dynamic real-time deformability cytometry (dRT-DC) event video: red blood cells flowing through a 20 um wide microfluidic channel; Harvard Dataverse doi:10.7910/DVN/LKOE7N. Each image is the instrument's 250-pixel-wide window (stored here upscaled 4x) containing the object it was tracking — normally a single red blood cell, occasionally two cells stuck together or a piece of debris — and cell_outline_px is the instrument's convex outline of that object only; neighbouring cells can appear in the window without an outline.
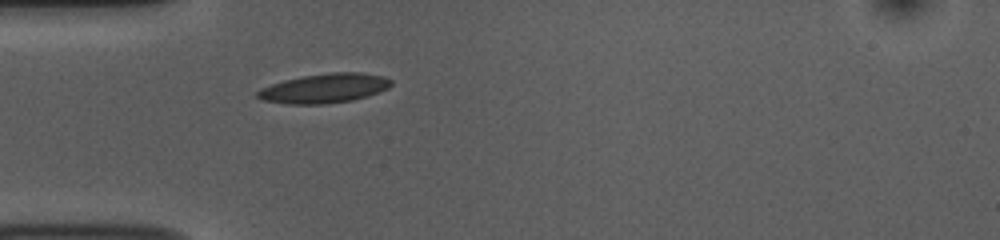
{"species": "common noctule bat (a hibernating species)", "species_latin": "Nyctalus noctula", "temperature_condition": "room temperature", "stored_images_in_passage": 33, "camera_frame_rate_fps": 3000, "um_per_image_px": 0.085, "animal": {"sex": "female", "body_mass_g": 10.0, "forearm_length_mm": 53.1}, "frame": {"image": 1, "passage_image": 1, "time_ms": 0.0, "image_size_px": [1000, 240], "cell_outline_px": [[392, 84], [388, 88], [368, 96], [352, 100], [324, 104], [288, 104], [260, 100], [256, 96], [256, 92], [260, 88], [284, 80], [304, 76], [328, 72], [360, 72], [384, 76], [392, 80]], "centroid_in_image_um": [27.56, 7.5], "position_along_channel_um": 57.4, "area_um2": 23.0}}
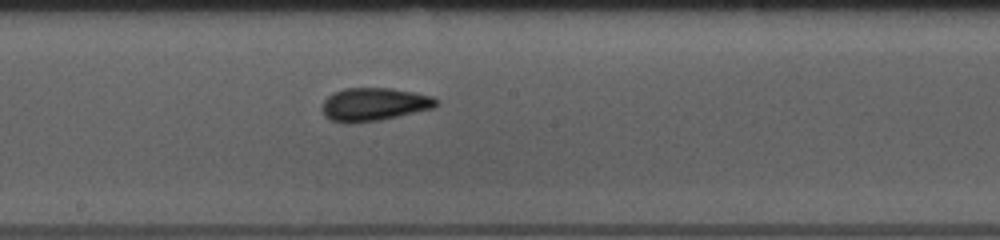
{"frame": {"image": 2, "passage_image": 14, "time_ms": 4.333, "image_size_px": [1000, 240], "cell_outline_px": [[440, 100], [432, 108], [380, 120], [352, 124], [344, 124], [332, 120], [324, 116], [320, 108], [324, 100], [332, 92], [344, 88], [392, 88], [416, 92], [432, 96]], "centroid_in_image_um": [31.74, 8.87], "position_along_channel_um": 216.5, "area_um2": 22.31}}
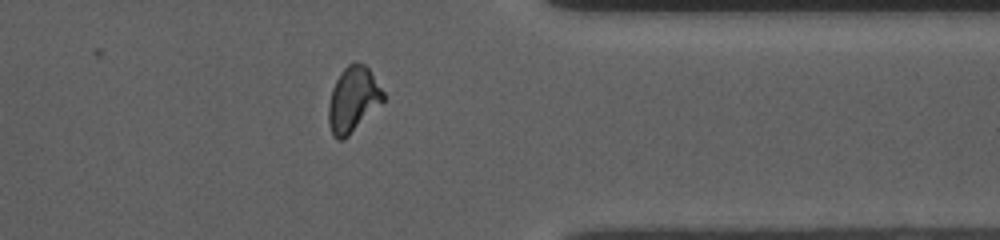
{"frame": {"image": 3, "passage_image": 28, "time_ms": 9.0, "image_size_px": [1000, 240], "cell_outline_px": [[384, 100], [344, 140], [336, 140], [332, 136], [328, 124], [328, 104], [332, 88], [340, 72], [348, 64], [356, 60], [364, 64], [368, 68], [384, 92]], "centroid_in_image_um": [29.97, 8.45], "position_along_channel_um": 381.4, "area_um2": 20.87}, "authors_computed_cell_mechanics": {"area_um2": 21.1548, "velocity_mm_per_s": 3.743, "shape_relaxation_time_tau1_ms": 4.6313, "shape_relaxation_time_tau2_ms": 1.8162, "deformation_change_tau1": 0.1413, "deformation_change_tau2": 0.0706}}